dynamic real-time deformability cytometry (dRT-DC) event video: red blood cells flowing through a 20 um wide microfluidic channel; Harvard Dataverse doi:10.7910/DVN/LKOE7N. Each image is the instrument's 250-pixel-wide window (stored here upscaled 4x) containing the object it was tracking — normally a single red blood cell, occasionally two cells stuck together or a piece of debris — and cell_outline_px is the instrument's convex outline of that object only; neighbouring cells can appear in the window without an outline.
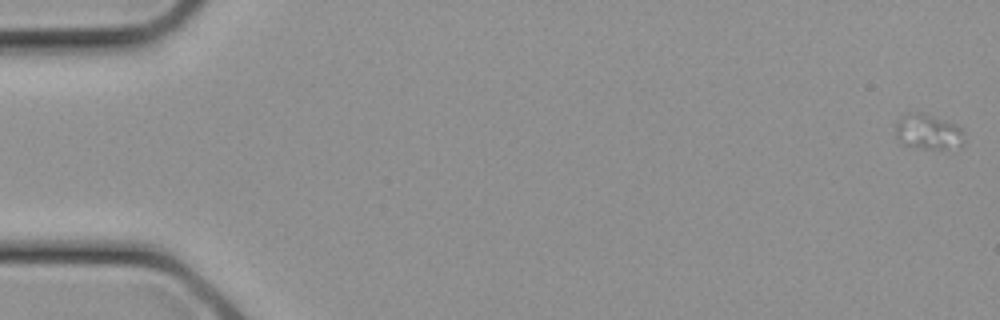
{"species": "common noctule bat (a hibernating species)", "species_latin": "Nyctalus noctula", "temperature_condition": "cold", "stored_images_in_passage": 5, "camera_frame_rate_fps": 3000, "um_per_image_px": 0.085, "animal": {"sex": "female", "body_mass_g": 21.9}, "frame": {"image": 1, "passage_image": 1, "time_ms": 0.0, "image_size_px": [1000, 320], "cell_outline_px": [[964, 144], [960, 148], [948, 152], [900, 144], [896, 140], [896, 124], [908, 112], [924, 112], [956, 124], [964, 128]], "centroid_in_image_um": [78.98, 11.26], "position_along_channel_um": 6.0, "area_um2": 14.91}}